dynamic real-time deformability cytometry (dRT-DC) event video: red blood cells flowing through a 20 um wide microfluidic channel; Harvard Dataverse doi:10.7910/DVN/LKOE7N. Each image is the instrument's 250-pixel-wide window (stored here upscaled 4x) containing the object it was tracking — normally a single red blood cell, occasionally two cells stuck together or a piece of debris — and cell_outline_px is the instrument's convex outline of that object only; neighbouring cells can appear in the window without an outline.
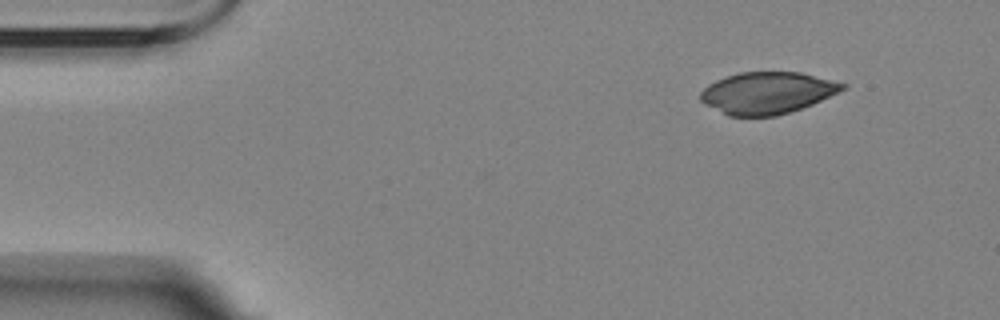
{"species": "Egyptian fruit bat (a non-hibernating species)", "species_latin": "Rousettus aegyptiacus", "temperature_condition": "room temperature", "stored_images_in_passage": 5, "camera_frame_rate_fps": 3000, "um_per_image_px": 0.085, "animal": {"sex": "female"}, "frame": {"image": 1, "passage_image": 1, "time_ms": 0.0, "image_size_px": [1000, 320], "cell_outline_px": [[848, 88], [812, 104], [776, 116], [728, 116], [704, 104], [700, 100], [700, 92], [708, 84], [716, 80], [740, 72], [800, 72], [848, 84]], "centroid_in_image_um": [65.21, 7.89], "position_along_channel_um": 19.8, "area_um2": 34.56}}